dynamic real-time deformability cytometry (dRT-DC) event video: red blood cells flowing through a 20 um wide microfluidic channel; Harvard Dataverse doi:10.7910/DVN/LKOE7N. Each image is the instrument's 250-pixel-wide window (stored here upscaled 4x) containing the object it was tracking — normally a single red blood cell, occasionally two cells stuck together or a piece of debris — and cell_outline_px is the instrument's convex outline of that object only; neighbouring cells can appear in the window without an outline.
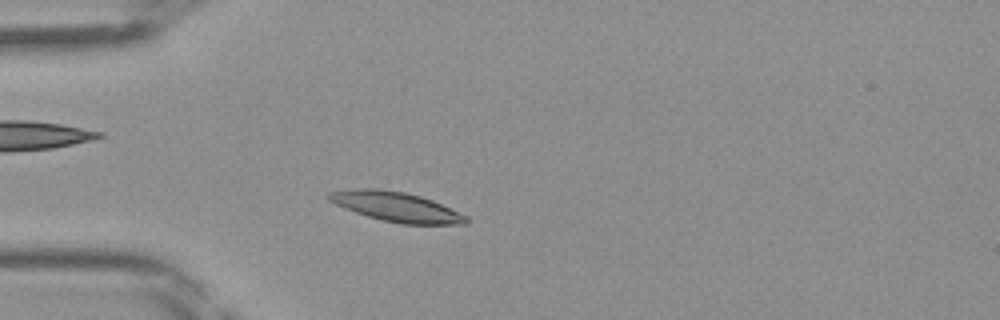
{"species": "Egyptian fruit bat (a non-hibernating species)", "species_latin": "Rousettus aegyptiacus", "temperature_condition": "room temperature", "stored_images_in_passage": 41, "camera_frame_rate_fps": 3000, "um_per_image_px": 0.085, "frame": {"image": 1, "passage_image": 8, "time_ms": 2.333, "image_size_px": [1000, 320], "cell_outline_px": [[468, 224], [400, 224], [380, 220], [356, 212], [336, 204], [328, 200], [324, 196], [328, 192], [352, 188], [376, 188], [404, 192], [420, 196], [432, 200], [468, 216]], "centroid_in_image_um": [33.65, 17.57], "position_along_channel_um": 51.3, "area_um2": 23.76}}
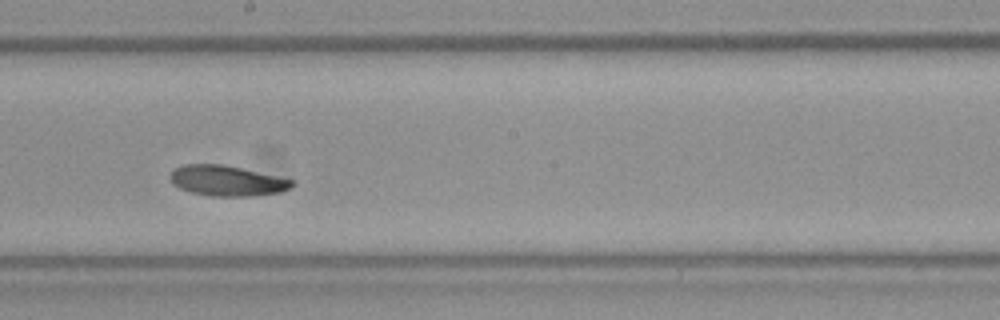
{"frame": {"image": 2, "passage_image": 21, "time_ms": 6.667, "image_size_px": [1000, 320], "cell_outline_px": [[296, 184], [292, 188], [280, 192], [256, 196], [208, 196], [192, 192], [180, 188], [172, 184], [168, 176], [176, 168], [184, 164], [224, 164], [296, 180]], "centroid_in_image_um": [19.34, 15.36], "position_along_channel_um": 228.9, "area_um2": 21.91}}
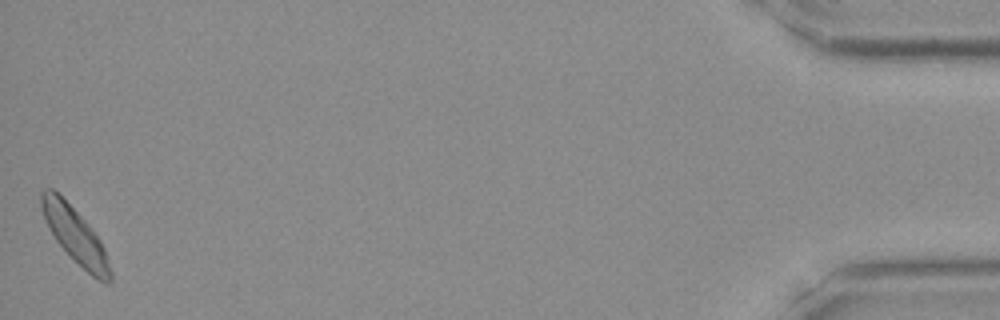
{"frame": {"image": 3, "passage_image": 41, "time_ms": 13.333, "image_size_px": [1000, 320], "cell_outline_px": [[112, 284], [104, 284], [96, 280], [56, 240], [48, 228], [40, 208], [40, 192], [44, 188], [52, 188], [92, 228], [100, 240], [104, 248], [112, 272]], "centroid_in_image_um": [6.4, 20.03], "position_along_channel_um": 428.8, "area_um2": 21.91}}